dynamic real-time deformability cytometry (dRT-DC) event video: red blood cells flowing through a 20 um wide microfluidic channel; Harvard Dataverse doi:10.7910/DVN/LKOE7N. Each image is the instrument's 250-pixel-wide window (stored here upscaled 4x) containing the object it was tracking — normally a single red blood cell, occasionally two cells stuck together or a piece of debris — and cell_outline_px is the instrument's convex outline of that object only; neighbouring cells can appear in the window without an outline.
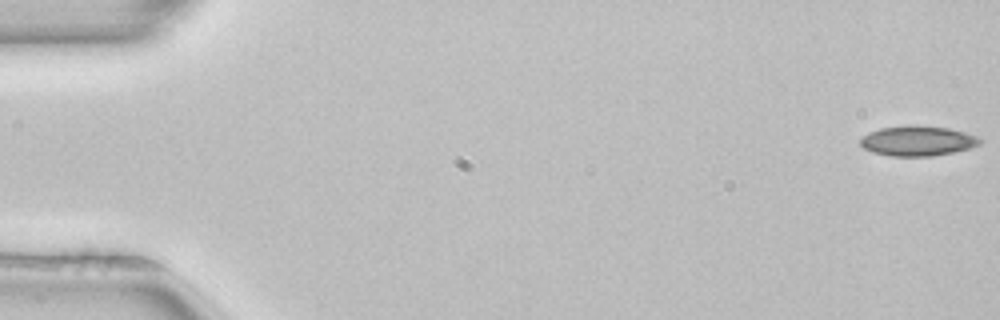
{"species": "common noctule bat (a hibernating species)", "species_latin": "Nyctalus noctula", "temperature_condition": "room temperature", "stored_images_in_passage": 52, "camera_frame_rate_fps": 3000, "um_per_image_px": 0.085, "animal": {"sex": "female", "body_mass_g": 22.7, "forearm_length_mm": 54.2}, "frame": {"image": 1, "passage_image": 1, "time_ms": 0.0, "image_size_px": [1000, 320], "cell_outline_px": [[984, 140], [980, 144], [968, 148], [952, 152], [932, 156], [888, 156], [872, 152], [864, 148], [860, 144], [860, 136], [868, 132], [880, 128], [912, 124], [948, 128], [964, 132], [976, 136]], "centroid_in_image_um": [77.95, 11.96], "position_along_channel_um": 7.0, "area_um2": 21.1}}
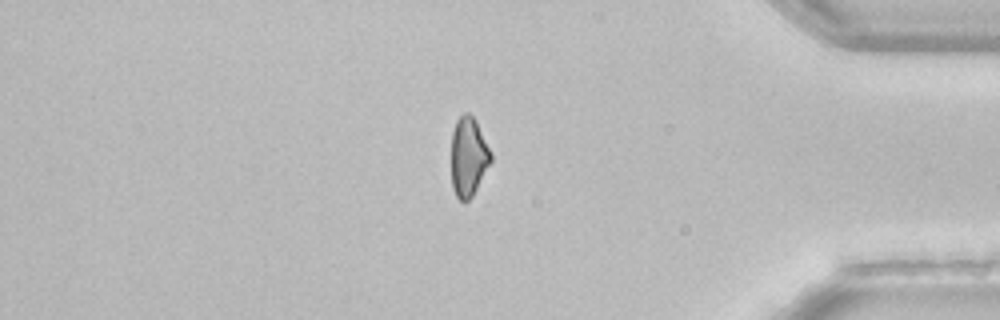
{"frame": {"image": 2, "passage_image": 44, "time_ms": 14.333, "image_size_px": [1000, 320], "cell_outline_px": [[492, 160], [472, 196], [468, 200], [460, 200], [456, 196], [452, 188], [452, 132], [456, 120], [464, 112], [468, 112], [476, 120], [492, 152]], "centroid_in_image_um": [39.83, 13.29], "position_along_channel_um": 395.4, "area_um2": 18.26}}
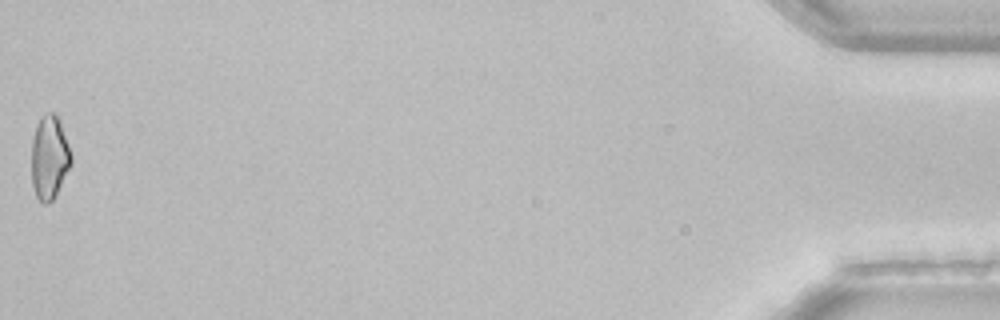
{"frame": {"image": 3, "passage_image": 52, "time_ms": 17.0, "image_size_px": [1000, 320], "cell_outline_px": [[72, 164], [56, 196], [48, 204], [44, 204], [36, 196], [32, 184], [32, 140], [36, 124], [40, 116], [44, 112], [52, 112], [60, 120], [72, 156]], "centroid_in_image_um": [4.21, 13.38], "position_along_channel_um": 431.0, "area_um2": 19.59}, "authors_computed_cell_mechanics": {"area_um2": 20.4034, "velocity_mm_per_s": 3.9893, "shape_relaxation_time_tau1_ms": 8.3988, "shape_relaxation_time_tau2_ms": null, "deformation_change_tau1": 0.1487, "deformation_change_tau2": null}}